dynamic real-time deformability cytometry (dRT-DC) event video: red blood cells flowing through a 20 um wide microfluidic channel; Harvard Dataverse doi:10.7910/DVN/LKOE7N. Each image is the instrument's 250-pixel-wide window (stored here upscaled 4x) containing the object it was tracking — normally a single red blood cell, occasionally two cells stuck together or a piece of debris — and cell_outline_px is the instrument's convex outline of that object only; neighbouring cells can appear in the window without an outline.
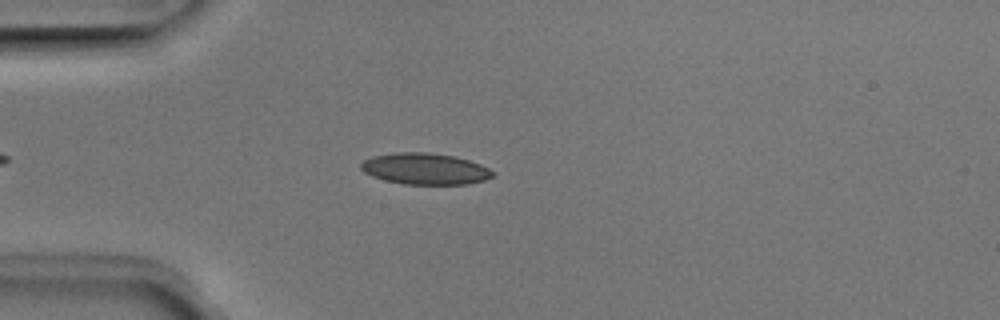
{"species": "Egyptian fruit bat (a non-hibernating species)", "species_latin": "Rousettus aegyptiacus", "temperature_condition": "room temperature", "stored_images_in_passage": 43, "camera_frame_rate_fps": 3000, "um_per_image_px": 0.085, "animal": {"sex": "male"}, "frame": {"image": 1, "passage_image": 9, "time_ms": 2.667, "image_size_px": [1000, 320], "cell_outline_px": [[496, 176], [484, 180], [464, 184], [404, 184], [384, 180], [372, 176], [364, 172], [360, 168], [360, 164], [364, 160], [372, 156], [396, 152], [424, 152], [452, 156], [468, 160], [480, 164], [496, 172]], "centroid_in_image_um": [36.12, 14.35], "position_along_channel_um": 48.9, "area_um2": 24.04}}
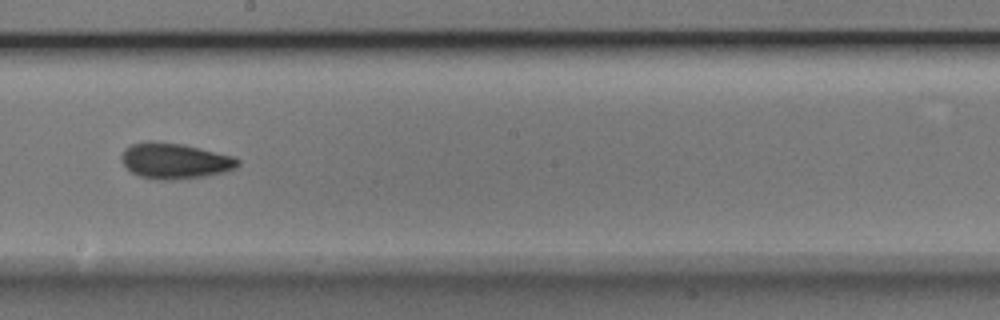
{"frame": {"image": 2, "passage_image": 24, "time_ms": 7.667, "image_size_px": [1000, 320], "cell_outline_px": [[240, 164], [236, 168], [224, 172], [204, 176], [172, 180], [156, 180], [140, 176], [132, 172], [120, 160], [120, 156], [124, 148], [132, 144], [148, 140], [184, 144], [236, 156], [240, 160]], "centroid_in_image_um": [14.87, 13.66], "position_along_channel_um": 233.3, "area_um2": 24.57}}
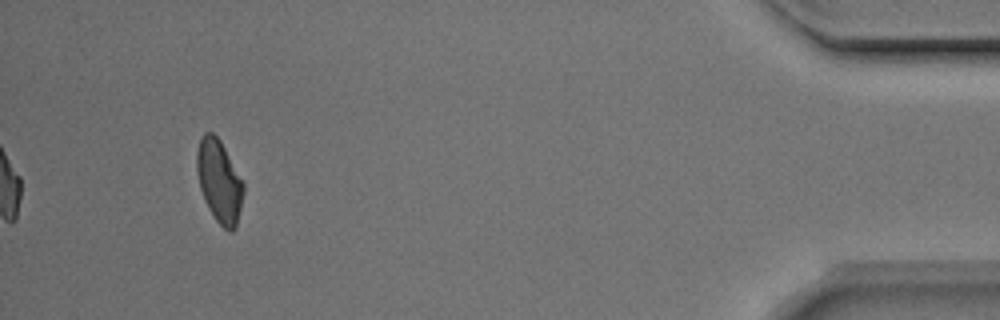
{"frame": {"image": 3, "passage_image": 43, "time_ms": 14.0, "image_size_px": [1000, 320], "cell_outline_px": [[244, 192], [236, 228], [232, 232], [228, 232], [216, 220], [208, 208], [204, 200], [200, 188], [196, 168], [196, 152], [200, 140], [204, 132], [212, 132], [220, 140], [244, 184]], "centroid_in_image_um": [18.63, 15.42], "position_along_channel_um": 416.6, "area_um2": 22.37}, "authors_computed_cell_mechanics": {"area_um2": 22.8888, "velocity_mm_per_s": 3.9725, "shape_relaxation_time_tau1_ms": 5.1009, "shape_relaxation_time_tau2_ms": 2.5613, "deformation_change_tau1": 0.1607, "deformation_change_tau2": 0.0807}}